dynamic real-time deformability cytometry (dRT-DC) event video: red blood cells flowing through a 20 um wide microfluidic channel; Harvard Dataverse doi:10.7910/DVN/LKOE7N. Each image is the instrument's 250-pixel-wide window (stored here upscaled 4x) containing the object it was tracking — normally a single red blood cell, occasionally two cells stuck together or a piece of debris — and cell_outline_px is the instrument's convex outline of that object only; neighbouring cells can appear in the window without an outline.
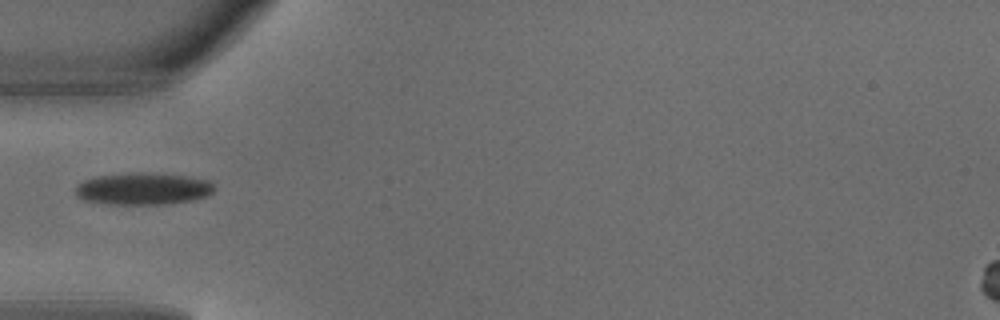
{"species": "common noctule bat (a hibernating species)", "species_latin": "Nyctalus noctula", "temperature_condition": "warm", "stored_images_in_passage": 6, "camera_frame_rate_fps": 3000, "um_per_image_px": 0.085, "animal": {"sex": "male", "body_mass_g": 18.8}, "frame": {"image": 1, "passage_image": 5, "time_ms": 1.333, "image_size_px": [1000, 320], "cell_outline_px": [[216, 188], [212, 192], [204, 196], [192, 200], [160, 204], [108, 204], [84, 200], [76, 196], [76, 184], [84, 180], [100, 176], [132, 172], [144, 172], [188, 176], [212, 180]], "centroid_in_image_um": [12.18, 16.03], "position_along_channel_um": 72.8, "area_um2": 25.95}}
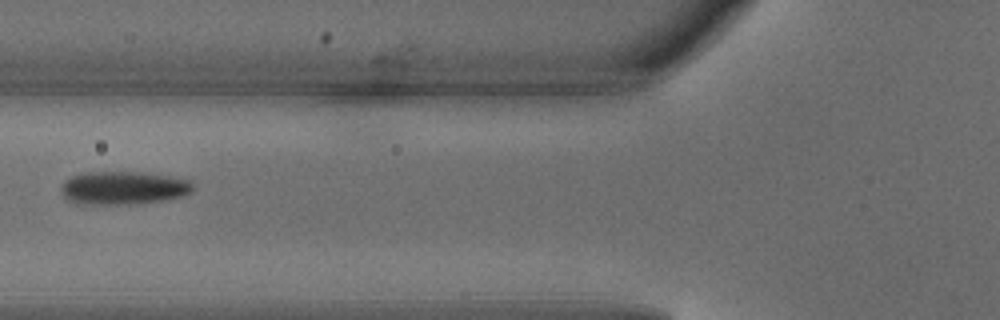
{"frame": {"image": 2, "passage_image": 6, "time_ms": 1.667, "image_size_px": [1000, 320], "cell_outline_px": [[192, 192], [184, 196], [168, 200], [136, 204], [84, 204], [68, 200], [64, 196], [60, 188], [60, 184], [64, 180], [80, 172], [136, 172], [164, 176], [188, 180], [192, 184]], "centroid_in_image_um": [10.44, 15.98], "position_along_channel_um": 115.4, "area_um2": 25.55}}